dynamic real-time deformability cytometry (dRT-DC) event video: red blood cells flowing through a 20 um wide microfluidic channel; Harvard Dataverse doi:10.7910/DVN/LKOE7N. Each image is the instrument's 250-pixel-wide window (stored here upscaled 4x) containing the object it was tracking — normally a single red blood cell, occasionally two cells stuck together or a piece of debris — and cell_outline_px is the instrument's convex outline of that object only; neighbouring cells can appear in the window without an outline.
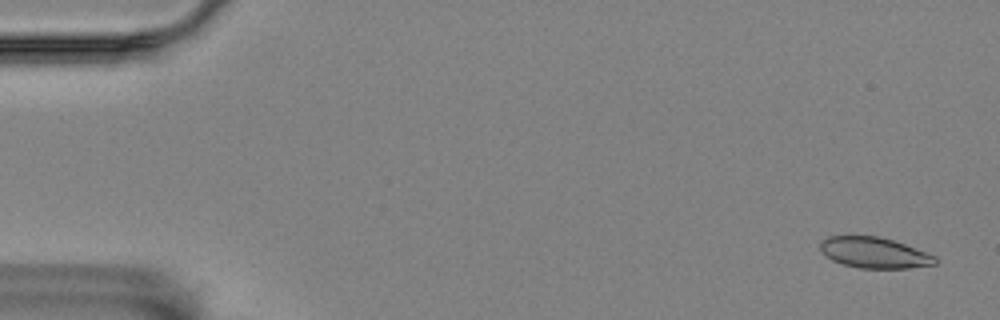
{"species": "Egyptian fruit bat (a non-hibernating species)", "species_latin": "Rousettus aegyptiacus", "temperature_condition": "room temperature", "stored_images_in_passage": 57, "camera_frame_rate_fps": 3000, "um_per_image_px": 0.085, "animal": {"sex": "female"}, "frame": {"image": 1, "passage_image": 3, "time_ms": 0.667, "image_size_px": [1000, 320], "cell_outline_px": [[936, 264], [908, 268], [860, 268], [844, 264], [832, 260], [824, 256], [820, 248], [820, 240], [828, 236], [880, 236], [904, 244], [936, 256]], "centroid_in_image_um": [74.27, 21.47], "position_along_channel_um": 10.7, "area_um2": 20.58}}
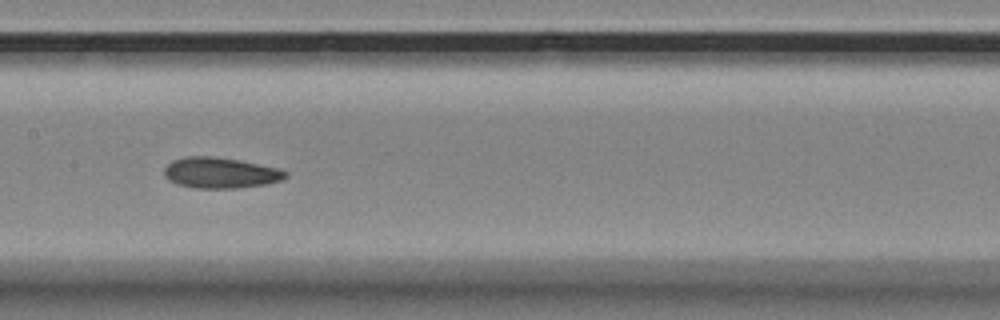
{"frame": {"image": 2, "passage_image": 29, "time_ms": 9.333, "image_size_px": [1000, 320], "cell_outline_px": [[288, 176], [280, 180], [268, 184], [236, 188], [196, 188], [176, 184], [168, 180], [164, 176], [164, 168], [172, 160], [184, 156], [216, 156], [276, 168], [288, 172]], "centroid_in_image_um": [18.68, 14.69], "position_along_channel_um": 188.7, "area_um2": 21.73}}
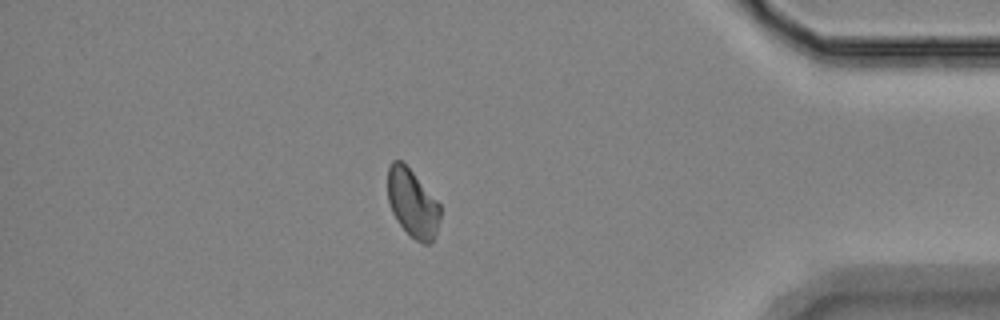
{"frame": {"image": 3, "passage_image": 50, "time_ms": 16.333, "image_size_px": [1000, 320], "cell_outline_px": [[440, 216], [436, 232], [432, 244], [424, 244], [416, 240], [396, 220], [392, 212], [388, 200], [388, 168], [392, 160], [400, 160], [412, 172], [440, 204]], "centroid_in_image_um": [35.06, 17.29], "position_along_channel_um": 400.1, "area_um2": 20.46}, "authors_computed_cell_mechanics": {"area_um2": 21.7328, "velocity_mm_per_s": 3.5171, "shape_relaxation_time_tau1_ms": 3.7676, "shape_relaxation_time_tau2_ms": 2.8573, "deformation_change_tau1": 0.0793, "deformation_change_tau2": 0.0598}}